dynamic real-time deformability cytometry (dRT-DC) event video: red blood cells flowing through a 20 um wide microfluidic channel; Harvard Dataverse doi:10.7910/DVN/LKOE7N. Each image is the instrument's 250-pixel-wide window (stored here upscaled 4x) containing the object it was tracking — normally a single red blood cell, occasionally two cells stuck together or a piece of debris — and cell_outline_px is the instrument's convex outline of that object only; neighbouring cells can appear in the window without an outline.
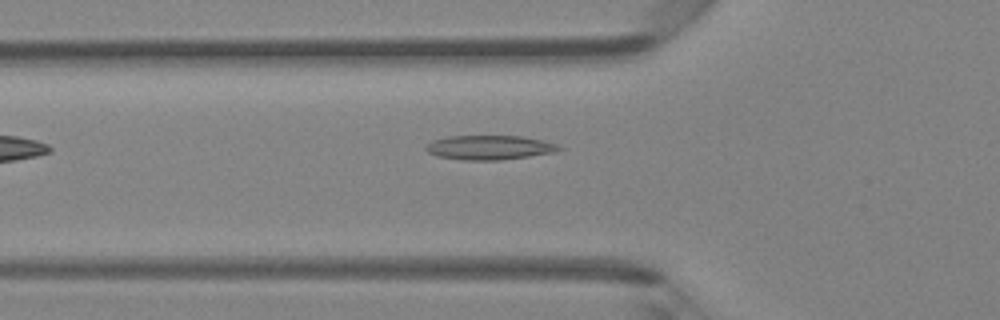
{"species": "Egyptian fruit bat (a non-hibernating species)", "species_latin": "Rousettus aegyptiacus", "temperature_condition": "room temperature", "stored_images_in_passage": 4, "camera_frame_rate_fps": 3000, "um_per_image_px": 0.085, "animal": {"sex": "female"}, "frame": {"image": 1, "passage_image": 4, "time_ms": 1.0, "image_size_px": [1000, 320], "cell_outline_px": [[564, 148], [556, 152], [500, 160], [464, 160], [436, 156], [428, 152], [424, 148], [432, 140], [448, 136], [524, 136], [544, 140], [556, 144]], "centroid_in_image_um": [41.61, 12.53], "position_along_channel_um": 84.2, "area_um2": 18.96}}